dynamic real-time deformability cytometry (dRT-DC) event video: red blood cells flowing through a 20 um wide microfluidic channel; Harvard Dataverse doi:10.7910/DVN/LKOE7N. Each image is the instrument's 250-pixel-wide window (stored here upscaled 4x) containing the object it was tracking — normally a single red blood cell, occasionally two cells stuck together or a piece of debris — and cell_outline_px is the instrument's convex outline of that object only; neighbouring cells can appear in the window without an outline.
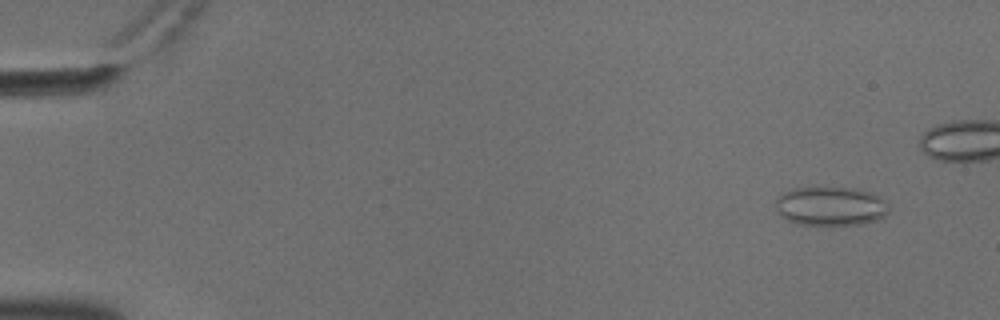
{"species": "common noctule bat (a hibernating species)", "species_latin": "Nyctalus noctula", "temperature_condition": "cold", "stored_images_in_passage": 50, "camera_frame_rate_fps": 3000, "um_per_image_px": 0.085, "animal": {"sex": "male", "body_mass_g": 18.8}, "frame": {"image": 1, "passage_image": 5, "time_ms": 1.333, "image_size_px": [1000, 320], "cell_outline_px": [[888, 212], [884, 216], [876, 220], [860, 224], [796, 224], [780, 216], [776, 208], [776, 200], [784, 192], [792, 188], [852, 188], [868, 192], [880, 196], [884, 200], [888, 208]], "centroid_in_image_um": [70.59, 17.52], "position_along_channel_um": 14.4, "area_um2": 25.37}}
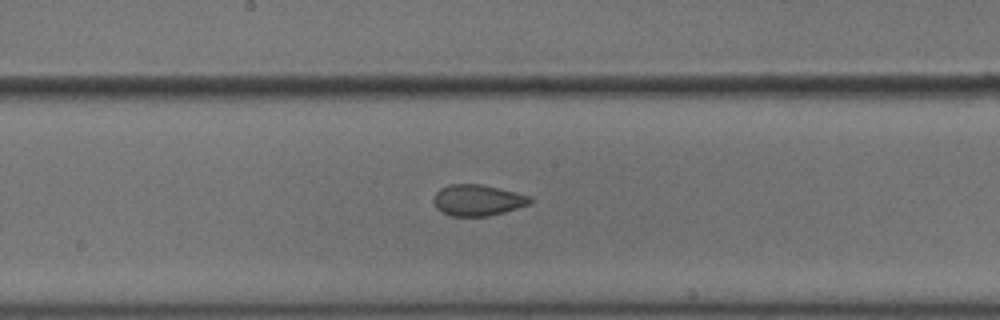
{"frame": {"image": 2, "passage_image": 31, "time_ms": 10.0, "image_size_px": [1000, 320], "cell_outline_px": [[532, 200], [528, 204], [504, 212], [488, 216], [448, 216], [440, 212], [436, 208], [432, 200], [432, 196], [440, 188], [448, 184], [480, 184], [516, 192], [532, 196]], "centroid_in_image_um": [40.54, 17.01], "position_along_channel_um": 207.7, "area_um2": 17.69}}
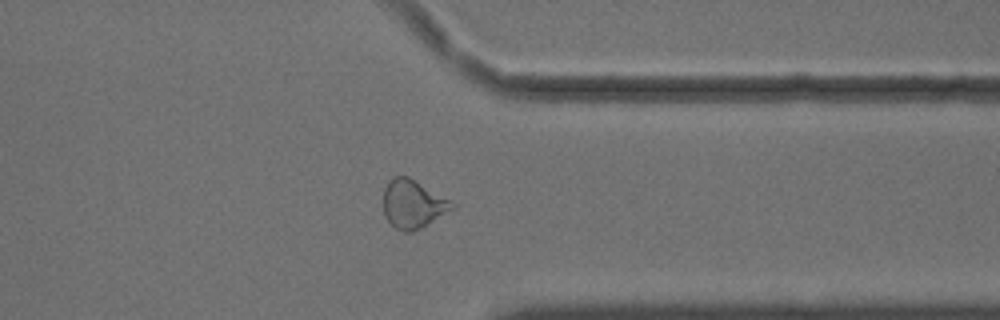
{"frame": {"image": 3, "passage_image": 45, "time_ms": 14.667, "image_size_px": [1000, 320], "cell_outline_px": [[456, 208], [420, 228], [412, 232], [404, 232], [396, 228], [384, 216], [384, 188], [388, 180], [392, 176], [408, 176], [452, 200], [456, 204]], "centroid_in_image_um": [35.12, 17.33], "position_along_channel_um": 376.3, "area_um2": 19.54}}